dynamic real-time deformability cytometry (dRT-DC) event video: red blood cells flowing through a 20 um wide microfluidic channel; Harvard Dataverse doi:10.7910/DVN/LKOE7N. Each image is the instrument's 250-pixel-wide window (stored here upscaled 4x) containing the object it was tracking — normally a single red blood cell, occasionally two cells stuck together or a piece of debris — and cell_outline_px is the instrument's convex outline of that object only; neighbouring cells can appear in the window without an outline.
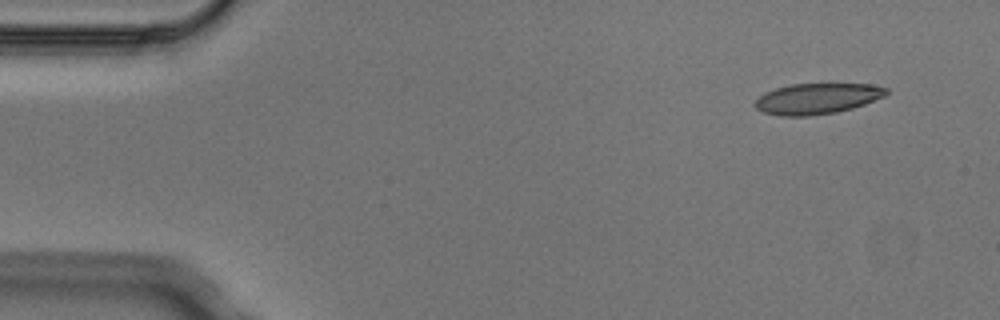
{"species": "Egyptian fruit bat (a non-hibernating species)", "species_latin": "Rousettus aegyptiacus", "temperature_condition": "cold", "stored_images_in_passage": 3, "camera_frame_rate_fps": 3000, "um_per_image_px": 0.085, "animal": {"sex": "male"}, "frame": {"image": 1, "passage_image": 1, "time_ms": 0.0, "image_size_px": [1000, 320], "cell_outline_px": [[888, 92], [884, 96], [864, 104], [852, 108], [836, 112], [812, 116], [780, 116], [764, 112], [756, 108], [756, 100], [764, 92], [776, 88], [792, 84], [828, 80], [872, 84], [888, 88]], "centroid_in_image_um": [69.52, 8.32], "position_along_channel_um": 15.5, "area_um2": 24.57}}
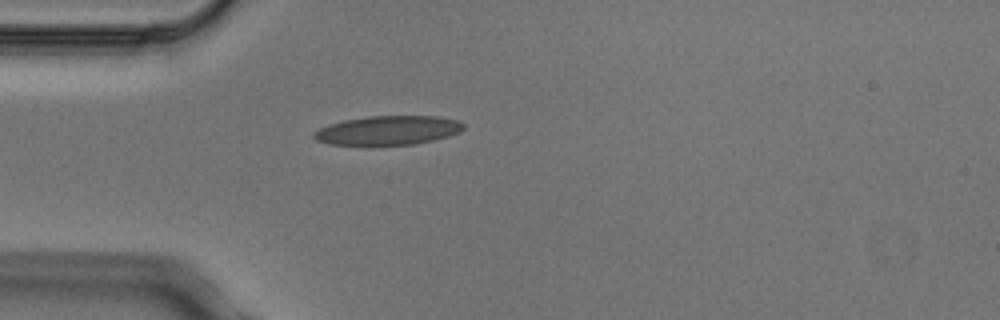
{"frame": {"image": 2, "passage_image": 3, "time_ms": 0.667, "image_size_px": [1000, 320], "cell_outline_px": [[464, 128], [460, 132], [448, 136], [432, 140], [412, 144], [376, 148], [364, 148], [328, 144], [316, 140], [312, 136], [312, 132], [328, 124], [344, 120], [368, 116], [440, 116], [456, 120], [464, 124]], "centroid_in_image_um": [32.88, 11.13], "position_along_channel_um": 52.1, "area_um2": 26.53}}